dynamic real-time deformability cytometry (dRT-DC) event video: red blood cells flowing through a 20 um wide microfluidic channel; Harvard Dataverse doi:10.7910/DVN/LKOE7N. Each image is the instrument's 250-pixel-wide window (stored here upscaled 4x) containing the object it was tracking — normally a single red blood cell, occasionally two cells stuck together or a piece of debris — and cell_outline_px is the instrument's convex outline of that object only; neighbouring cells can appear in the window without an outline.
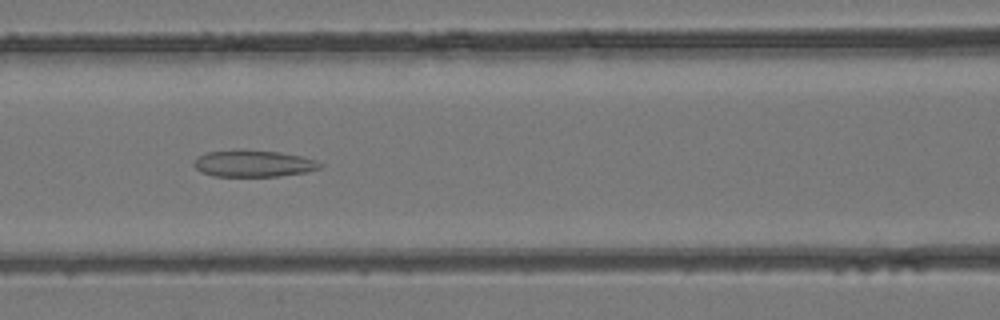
{"species": "common noctule bat (a hibernating species)", "species_latin": "Nyctalus noctula", "temperature_condition": "room temperature", "stored_images_in_passage": 42, "camera_frame_rate_fps": 3000, "um_per_image_px": 0.085, "animal": {"sex": "female", "body_mass_g": 24.6, "forearm_length_mm": 56.2}, "frame": {"image": 1, "passage_image": 19, "time_ms": 6.0, "image_size_px": [1000, 320], "cell_outline_px": [[320, 168], [304, 172], [276, 176], [212, 176], [200, 172], [192, 164], [200, 156], [208, 152], [280, 152], [300, 156], [312, 160], [320, 164]], "centroid_in_image_um": [21.5, 13.94], "position_along_channel_um": 145.1, "area_um2": 18.5}}
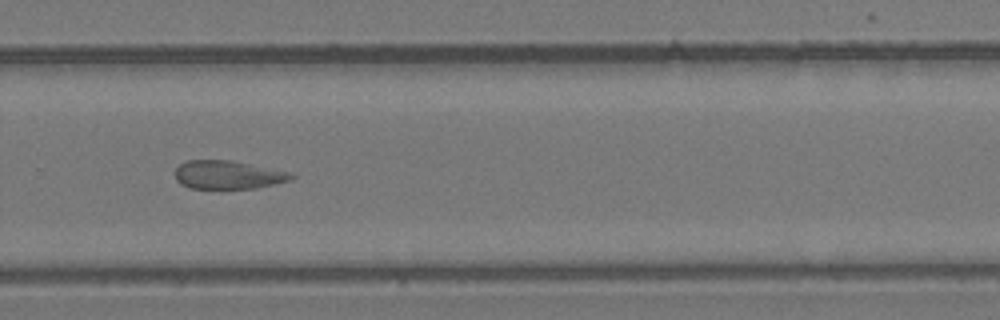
{"frame": {"image": 2, "passage_image": 29, "time_ms": 9.333, "image_size_px": [1000, 320], "cell_outline_px": [[296, 176], [292, 180], [256, 188], [188, 188], [180, 184], [176, 180], [176, 168], [180, 164], [188, 160], [228, 160], [292, 172]], "centroid_in_image_um": [19.4, 14.86], "position_along_channel_um": 310.4, "area_um2": 19.19}}
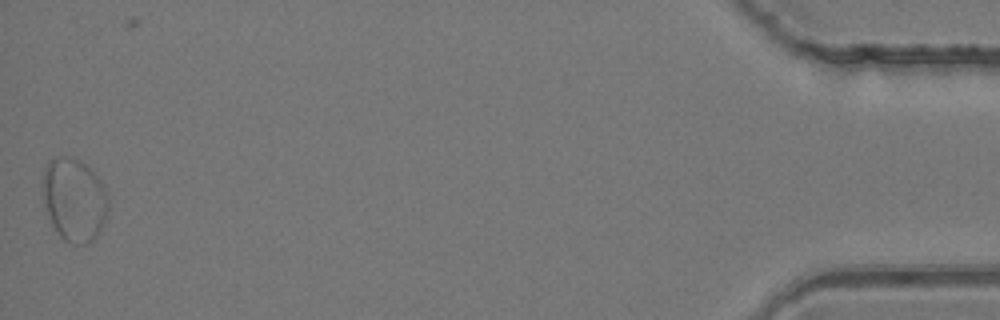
{"frame": {"image": 3, "passage_image": 42, "time_ms": 13.667, "image_size_px": [1000, 320], "cell_outline_px": [[108, 208], [104, 220], [96, 236], [92, 240], [84, 244], [72, 244], [64, 240], [60, 236], [52, 224], [44, 204], [44, 168], [48, 160], [64, 156], [68, 156], [80, 160], [92, 168], [100, 180], [108, 196]], "centroid_in_image_um": [6.32, 16.95], "position_along_channel_um": 428.9, "area_um2": 31.56}}